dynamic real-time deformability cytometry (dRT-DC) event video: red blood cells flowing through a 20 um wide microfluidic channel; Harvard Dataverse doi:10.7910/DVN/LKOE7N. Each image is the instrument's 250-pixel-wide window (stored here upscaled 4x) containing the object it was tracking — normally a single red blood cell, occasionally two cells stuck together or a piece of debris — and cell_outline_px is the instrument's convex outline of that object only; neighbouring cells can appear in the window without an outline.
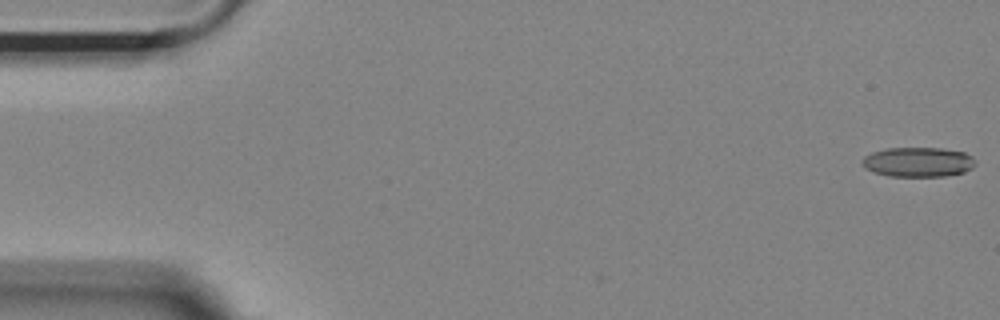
{"species": "Egyptian fruit bat (a non-hibernating species)", "species_latin": "Rousettus aegyptiacus", "temperature_condition": "room temperature", "stored_images_in_passage": 13, "camera_frame_rate_fps": 3000, "um_per_image_px": 0.085, "animal": {"sex": "female"}, "frame": {"image": 1, "passage_image": 1, "time_ms": 0.0, "image_size_px": [1000, 320], "cell_outline_px": [[976, 164], [972, 168], [964, 172], [944, 176], [888, 176], [864, 168], [860, 160], [864, 156], [872, 152], [888, 148], [940, 148], [964, 152], [972, 156], [976, 160]], "centroid_in_image_um": [78.04, 13.77], "position_along_channel_um": 7.0, "area_um2": 19.65}}